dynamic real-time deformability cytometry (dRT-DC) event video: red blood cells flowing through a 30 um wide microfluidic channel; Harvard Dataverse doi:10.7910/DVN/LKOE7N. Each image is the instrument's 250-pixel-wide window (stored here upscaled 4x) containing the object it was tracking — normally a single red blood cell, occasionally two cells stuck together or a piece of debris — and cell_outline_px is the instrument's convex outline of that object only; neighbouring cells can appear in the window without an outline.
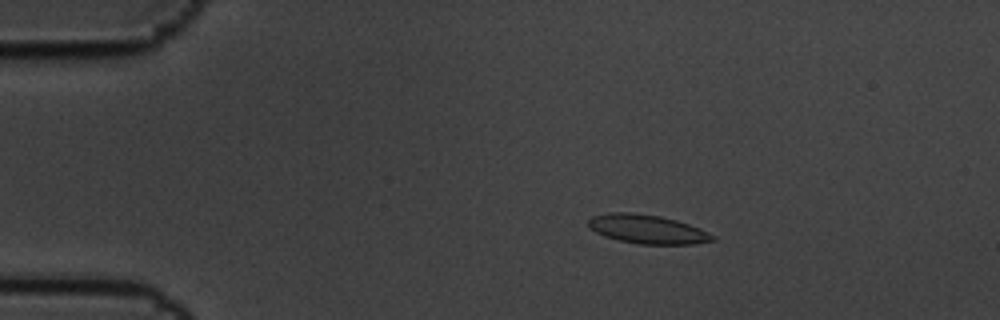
{"species": "common noctule bat (a hibernating species)", "species_latin": "Nyctalus noctula", "temperature_condition": "cold", "stored_images_in_passage": 5, "camera_frame_rate_fps": 3000, "um_per_image_px": 0.085, "animal": {"sex": "male", "body_mass_g": 19.5, "forearm_length_mm": 54.6}, "frame": {"image": 1, "passage_image": 3, "time_ms": 0.667, "image_size_px": [1000, 320], "cell_outline_px": [[716, 240], [696, 244], [640, 244], [620, 240], [604, 236], [588, 228], [588, 220], [592, 216], [608, 212], [632, 212], [660, 216], [676, 220], [700, 228], [716, 236]], "centroid_in_image_um": [55.02, 19.47], "position_along_channel_um": 30.0, "area_um2": 21.04}}